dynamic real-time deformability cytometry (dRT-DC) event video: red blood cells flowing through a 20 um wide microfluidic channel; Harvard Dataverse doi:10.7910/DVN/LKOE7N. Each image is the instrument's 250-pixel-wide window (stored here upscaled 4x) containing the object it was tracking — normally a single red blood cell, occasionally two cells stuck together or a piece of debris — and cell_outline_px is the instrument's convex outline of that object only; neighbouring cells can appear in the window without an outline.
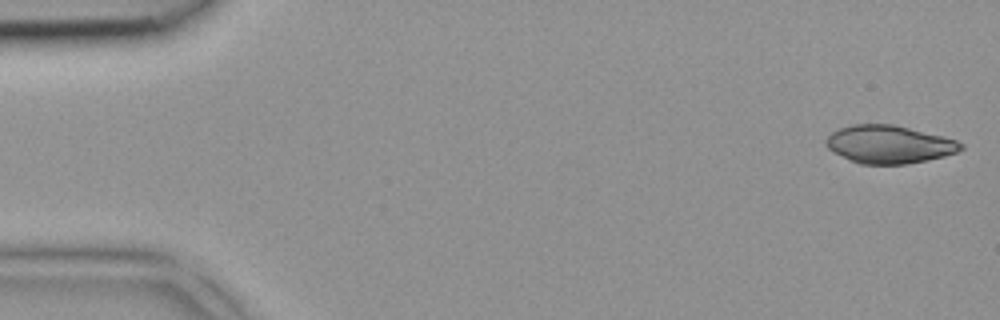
{"species": "common noctule bat (a hibernating species)", "species_latin": "Nyctalus noctula", "temperature_condition": "room temperature", "stored_images_in_passage": 42, "camera_frame_rate_fps": 3000, "um_per_image_px": 0.085, "animal": {"sex": "female", "body_mass_g": 18.4}, "frame": {"image": 1, "passage_image": 1, "time_ms": 0.0, "image_size_px": [1000, 320], "cell_outline_px": [[964, 148], [956, 152], [944, 156], [928, 160], [908, 164], [860, 164], [828, 148], [824, 144], [824, 140], [832, 132], [840, 128], [852, 124], [892, 124], [944, 136], [956, 140], [964, 144]], "centroid_in_image_um": [75.59, 12.26], "position_along_channel_um": 9.4, "area_um2": 29.71}}